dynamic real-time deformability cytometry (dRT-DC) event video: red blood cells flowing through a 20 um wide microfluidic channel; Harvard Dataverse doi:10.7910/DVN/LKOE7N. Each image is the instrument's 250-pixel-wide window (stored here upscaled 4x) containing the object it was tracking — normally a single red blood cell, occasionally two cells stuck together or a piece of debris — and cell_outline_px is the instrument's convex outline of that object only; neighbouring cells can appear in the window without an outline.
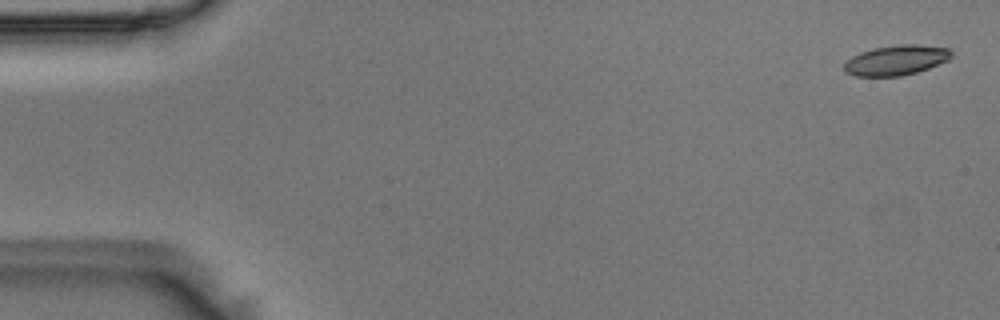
{"species": "Egyptian fruit bat (a non-hibernating species)", "species_latin": "Rousettus aegyptiacus", "temperature_condition": "room temperature", "stored_images_in_passage": 52, "camera_frame_rate_fps": 3000, "um_per_image_px": 0.085, "animal": {"sex": "male"}, "frame": {"image": 1, "passage_image": 2, "time_ms": 0.333, "image_size_px": [1000, 320], "cell_outline_px": [[952, 56], [948, 60], [928, 68], [916, 72], [900, 76], [856, 76], [844, 72], [844, 60], [860, 52], [876, 48], [900, 44], [912, 44], [948, 48], [952, 52]], "centroid_in_image_um": [76.13, 5.12], "position_along_channel_um": 8.9, "area_um2": 18.67}}
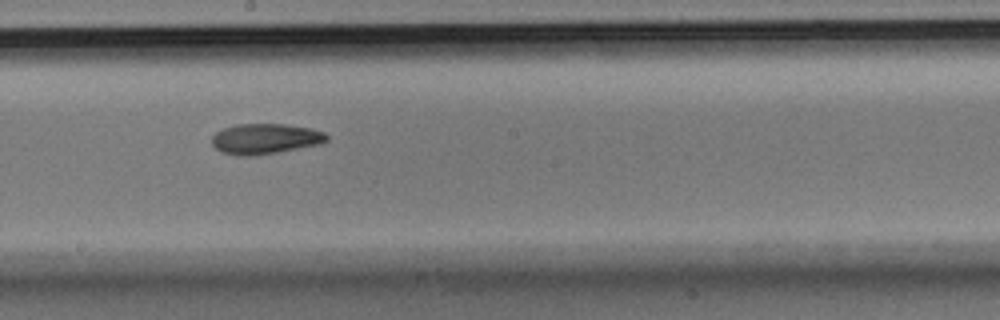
{"frame": {"image": 2, "passage_image": 29, "time_ms": 9.333, "image_size_px": [1000, 320], "cell_outline_px": [[328, 140], [320, 144], [276, 152], [252, 156], [236, 156], [220, 152], [212, 144], [212, 136], [216, 132], [224, 128], [236, 124], [284, 124], [312, 128], [324, 132], [328, 136]], "centroid_in_image_um": [22.53, 11.8], "position_along_channel_um": 225.7, "area_um2": 20.4}}
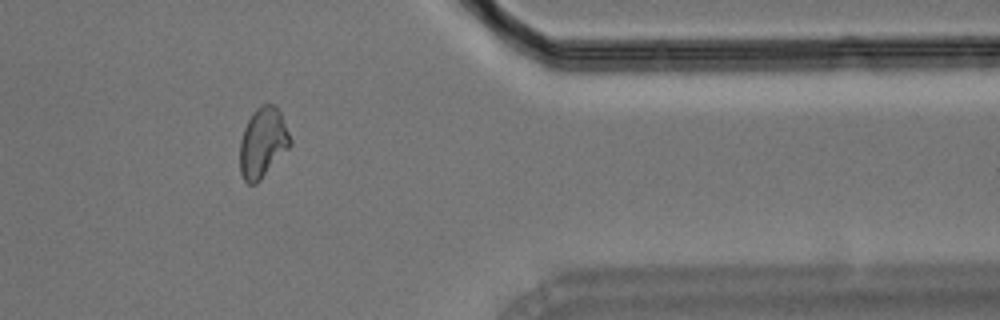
{"frame": {"image": 3, "passage_image": 43, "time_ms": 14.0, "image_size_px": [1000, 320], "cell_outline_px": [[292, 144], [260, 180], [256, 184], [248, 184], [244, 180], [240, 172], [240, 140], [244, 128], [252, 112], [260, 104], [276, 104], [280, 112], [292, 140]], "centroid_in_image_um": [22.33, 12.11], "position_along_channel_um": 389.1, "area_um2": 20.58}}